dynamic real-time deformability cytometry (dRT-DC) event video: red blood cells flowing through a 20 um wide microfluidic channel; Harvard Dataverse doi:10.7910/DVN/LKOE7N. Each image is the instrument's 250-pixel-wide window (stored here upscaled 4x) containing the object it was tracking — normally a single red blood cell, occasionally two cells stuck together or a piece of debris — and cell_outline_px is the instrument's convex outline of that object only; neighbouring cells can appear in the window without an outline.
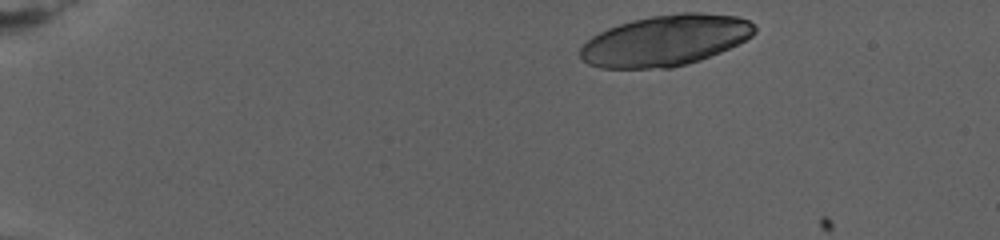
{"species": "human", "species_latin": "Homo sapiens", "temperature_condition": "warm", "stored_images_in_passage": 34, "segment_of_instrument_passage": [1, 2], "camera_frame_rate_fps": 3000, "um_per_image_px": 0.085, "donor": {"sex": "female"}, "frame": {"image": 1, "passage_image": 1, "time_ms": 0.0, "image_size_px": [1000, 240], "cell_outline_px": [[756, 32], [752, 36], [720, 52], [700, 60], [672, 68], [600, 68], [588, 64], [580, 60], [580, 48], [592, 36], [608, 28], [632, 20], [652, 16], [680, 12], [700, 12], [736, 16], [748, 20], [756, 28]], "centroid_in_image_um": [56.54, 3.44], "position_along_channel_um": 28.5, "area_um2": 51.62}}